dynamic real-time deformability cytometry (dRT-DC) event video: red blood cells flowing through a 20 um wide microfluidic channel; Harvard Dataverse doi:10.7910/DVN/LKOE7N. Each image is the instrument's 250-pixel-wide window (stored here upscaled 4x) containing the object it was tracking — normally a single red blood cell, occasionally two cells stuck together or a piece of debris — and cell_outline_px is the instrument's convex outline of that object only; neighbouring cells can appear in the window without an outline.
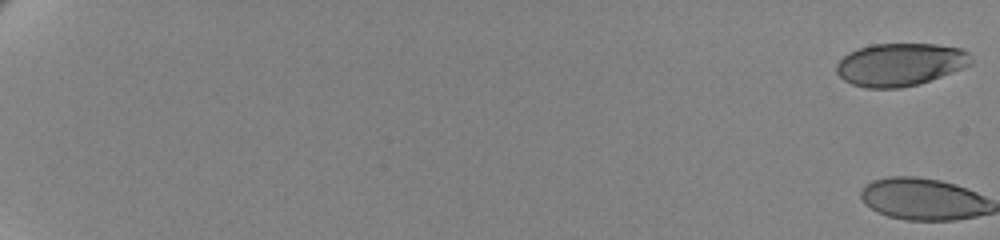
{"species": "human", "species_latin": "Homo sapiens", "temperature_condition": "cold", "stored_images_in_passage": 2, "camera_frame_rate_fps": 3000, "um_per_image_px": 0.085, "donor": {"sex": "female"}, "frame": {"image": 1, "passage_image": 1, "time_ms": 0.0, "image_size_px": [1000, 240], "cell_outline_px": [[972, 64], [964, 68], [920, 84], [900, 88], [864, 88], [852, 84], [844, 80], [836, 72], [836, 64], [848, 52], [872, 44], [936, 44], [960, 48], [968, 52], [972, 60]], "centroid_in_image_um": [76.52, 5.49], "position_along_channel_um": 8.5, "area_um2": 33.7}}